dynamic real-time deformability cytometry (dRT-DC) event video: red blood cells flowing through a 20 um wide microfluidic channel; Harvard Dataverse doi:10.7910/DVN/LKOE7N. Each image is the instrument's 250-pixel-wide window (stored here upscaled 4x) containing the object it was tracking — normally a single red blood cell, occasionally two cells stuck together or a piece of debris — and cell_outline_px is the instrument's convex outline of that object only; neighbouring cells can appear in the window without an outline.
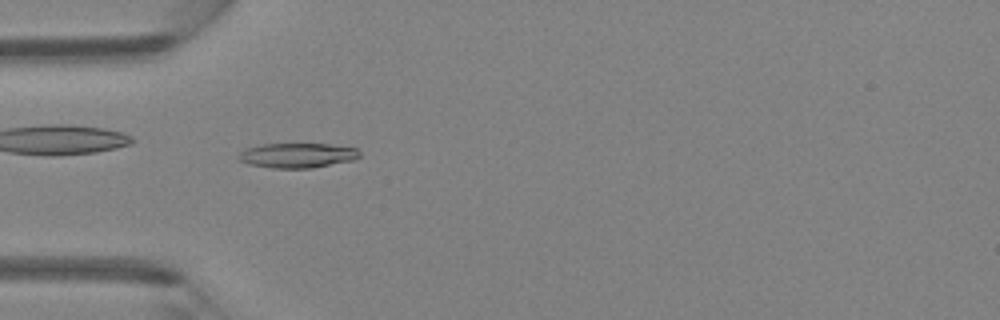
{"species": "Egyptian fruit bat (a non-hibernating species)", "species_latin": "Rousettus aegyptiacus", "temperature_condition": "room temperature", "stored_images_in_passage": 42, "camera_frame_rate_fps": 3000, "um_per_image_px": 0.085, "animal": {"sex": "female"}, "frame": {"image": 1, "passage_image": 11, "time_ms": 3.333, "image_size_px": [1000, 320], "cell_outline_px": [[360, 156], [352, 160], [312, 168], [272, 168], [248, 164], [240, 160], [236, 156], [244, 148], [260, 144], [328, 144], [356, 148], [360, 152]], "centroid_in_image_um": [25.23, 13.2], "position_along_channel_um": 59.8, "area_um2": 17.51}}
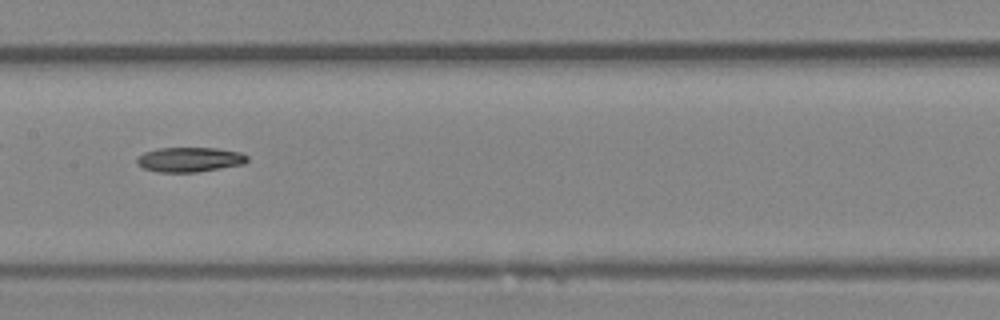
{"frame": {"image": 2, "passage_image": 20, "time_ms": 6.333, "image_size_px": [1000, 320], "cell_outline_px": [[248, 160], [244, 164], [196, 172], [156, 172], [144, 168], [136, 164], [136, 160], [144, 152], [156, 148], [216, 148], [240, 152], [248, 156]], "centroid_in_image_um": [16.11, 13.56], "position_along_channel_um": 191.3, "area_um2": 15.9}}
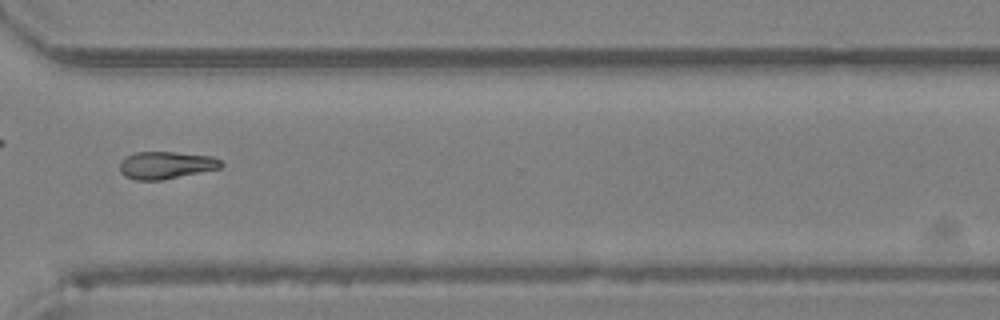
{"frame": {"image": 3, "passage_image": 31, "time_ms": 10.0, "image_size_px": [1000, 320], "cell_outline_px": [[224, 164], [220, 168], [160, 180], [136, 180], [124, 176], [120, 172], [120, 160], [136, 152], [176, 152], [212, 156], [220, 160]], "centroid_in_image_um": [14.09, 14.03], "position_along_channel_um": 356.5, "area_um2": 16.07}}